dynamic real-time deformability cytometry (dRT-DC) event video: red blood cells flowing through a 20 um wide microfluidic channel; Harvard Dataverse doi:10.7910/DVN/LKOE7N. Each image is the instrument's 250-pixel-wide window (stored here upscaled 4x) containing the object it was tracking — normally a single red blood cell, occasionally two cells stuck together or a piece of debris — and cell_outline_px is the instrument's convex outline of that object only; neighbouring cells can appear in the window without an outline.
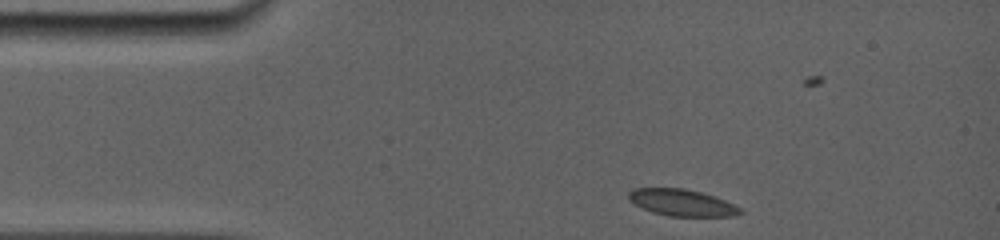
{"species": "common noctule bat (a hibernating species)", "species_latin": "Nyctalus noctula", "temperature_condition": "room temperature", "stored_images_in_passage": 48, "camera_frame_rate_fps": 5000, "um_per_image_px": 0.085, "animal": {"sex": "female", "body_mass_g": 19.0, "forearm_length_mm": 56.7}, "frame": {"image": 1, "passage_image": 1, "time_ms": 0.0, "image_size_px": [1000, 240], "cell_outline_px": [[744, 212], [736, 216], [668, 216], [652, 212], [628, 200], [628, 192], [632, 188], [684, 188], [700, 192], [724, 200], [740, 208]], "centroid_in_image_um": [57.94, 17.22], "position_along_channel_um": 27.1, "area_um2": 17.22}}
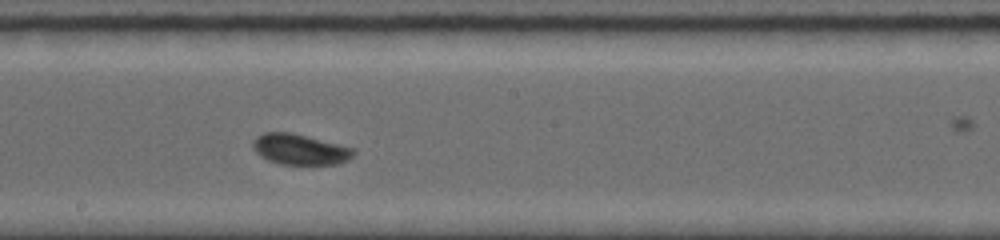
{"frame": {"image": 2, "passage_image": 27, "time_ms": 6.4, "image_size_px": [1000, 240], "cell_outline_px": [[356, 152], [348, 160], [336, 164], [280, 164], [268, 160], [260, 156], [252, 148], [252, 144], [256, 136], [264, 132], [292, 132], [356, 148]], "centroid_in_image_um": [25.5, 12.68], "position_along_channel_um": 222.7, "area_um2": 18.15}}
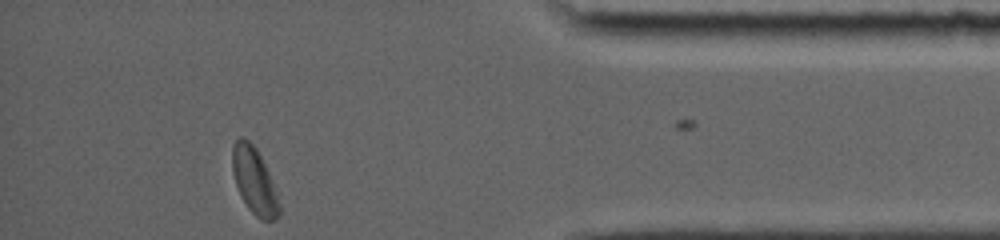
{"frame": {"image": 3, "passage_image": 47, "time_ms": 12.0, "image_size_px": [1000, 240], "cell_outline_px": [[280, 216], [272, 220], [260, 220], [248, 208], [236, 184], [232, 172], [232, 144], [240, 136], [244, 136], [256, 148], [272, 180], [280, 204]], "centroid_in_image_um": [21.61, 15.36], "position_along_channel_um": 413.6, "area_um2": 17.98}}